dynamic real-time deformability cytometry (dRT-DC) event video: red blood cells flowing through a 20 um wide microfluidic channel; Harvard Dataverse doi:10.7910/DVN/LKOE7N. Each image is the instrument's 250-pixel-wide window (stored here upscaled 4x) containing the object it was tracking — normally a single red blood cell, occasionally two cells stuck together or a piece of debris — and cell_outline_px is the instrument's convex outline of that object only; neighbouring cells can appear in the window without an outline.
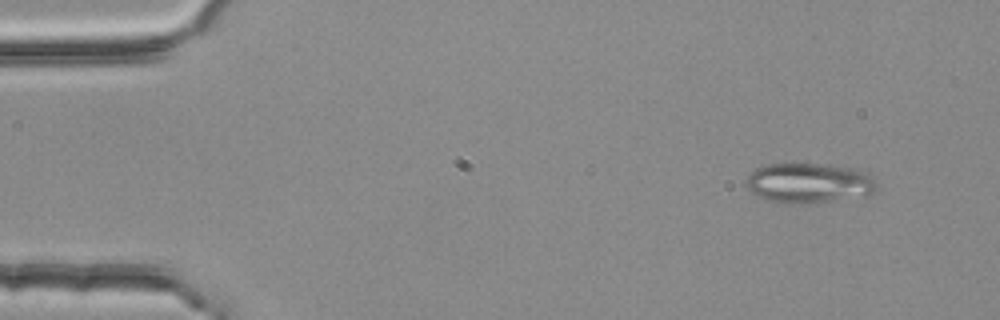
{"species": "common noctule bat (a hibernating species)", "species_latin": "Nyctalus noctula", "temperature_condition": "room temperature", "stored_images_in_passage": 50, "camera_frame_rate_fps": 3000, "um_per_image_px": 0.085, "animal": {"sex": "female", "body_mass_g": 25.1}, "frame": {"image": 1, "passage_image": 1, "time_ms": 0.0, "image_size_px": [1000, 320], "cell_outline_px": [[876, 188], [868, 196], [804, 204], [784, 204], [764, 200], [756, 196], [748, 188], [748, 176], [756, 168], [768, 164], [824, 164], [852, 168], [868, 172], [872, 176], [876, 184]], "centroid_in_image_um": [68.77, 15.58], "position_along_channel_um": 16.2, "area_um2": 30.63}}
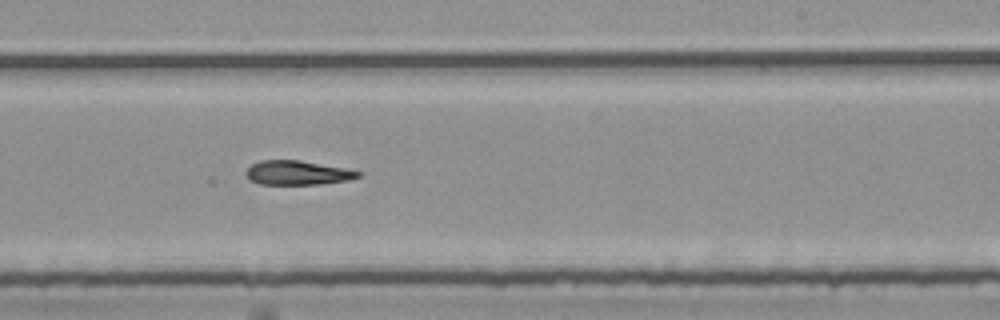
{"frame": {"image": 2, "passage_image": 29, "time_ms": 9.333, "image_size_px": [1000, 320], "cell_outline_px": [[364, 172], [360, 176], [348, 180], [320, 184], [260, 184], [248, 180], [244, 172], [252, 164], [260, 160], [300, 160], [344, 168]], "centroid_in_image_um": [25.26, 14.68], "position_along_channel_um": 263.7, "area_um2": 15.9}}
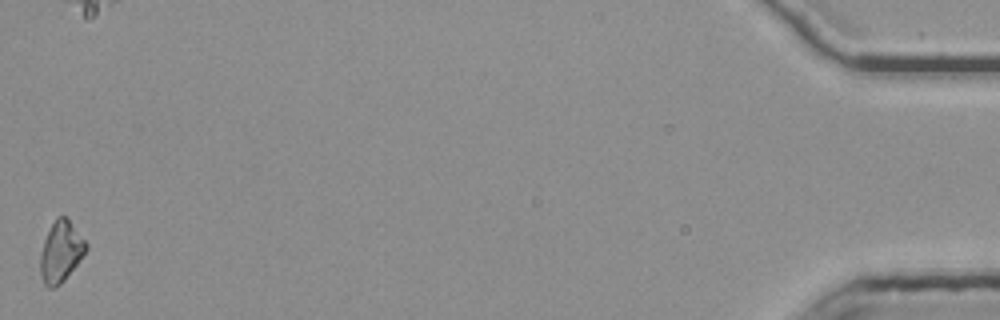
{"frame": {"image": 3, "passage_image": 50, "time_ms": 16.333, "image_size_px": [1000, 320], "cell_outline_px": [[88, 248], [64, 280], [60, 284], [52, 288], [48, 288], [44, 284], [40, 272], [40, 256], [44, 240], [56, 216], [64, 216], [68, 220], [88, 244]], "centroid_in_image_um": [5.15, 21.41], "position_along_channel_um": 430.0, "area_um2": 15.84}}